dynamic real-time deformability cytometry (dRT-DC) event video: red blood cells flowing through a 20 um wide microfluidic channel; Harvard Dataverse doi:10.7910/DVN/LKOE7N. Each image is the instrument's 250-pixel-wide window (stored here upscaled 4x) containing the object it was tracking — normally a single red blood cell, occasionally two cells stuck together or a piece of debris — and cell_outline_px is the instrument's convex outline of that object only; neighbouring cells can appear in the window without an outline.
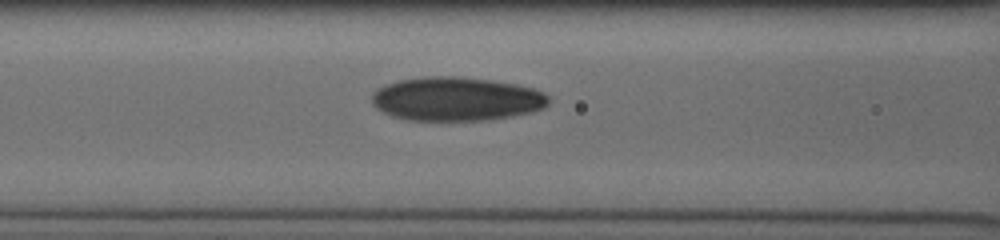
{"species": "human", "species_latin": "Homo sapiens", "temperature_condition": "cold", "stored_images_in_passage": 8, "segment_of_instrument_passage": [1, 2], "camera_frame_rate_fps": 3000, "um_per_image_px": 0.085, "donor": {"sex": "male"}, "frame": {"image": 1, "passage_image": 5, "time_ms": 1.333, "image_size_px": [1000, 240], "cell_outline_px": [[548, 104], [544, 108], [512, 116], [488, 120], [408, 120], [392, 116], [376, 108], [372, 104], [372, 92], [388, 84], [400, 80], [424, 76], [456, 76], [492, 80], [516, 84], [532, 88], [544, 92], [548, 96]], "centroid_in_image_um": [38.79, 8.41], "position_along_channel_um": 127.8, "area_um2": 45.08}}
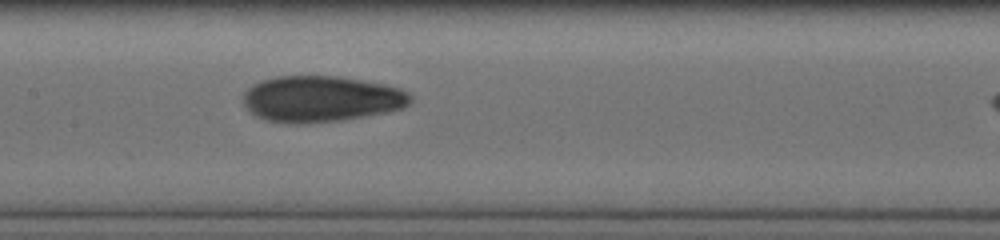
{"frame": {"image": 2, "passage_image": 7, "time_ms": 2.0, "image_size_px": [1000, 240], "cell_outline_px": [[412, 100], [408, 104], [400, 108], [384, 112], [340, 120], [296, 124], [264, 120], [256, 116], [244, 104], [244, 92], [252, 84], [276, 76], [336, 76], [384, 84], [400, 88], [408, 92], [412, 96]], "centroid_in_image_um": [27.27, 8.4], "position_along_channel_um": 180.1, "area_um2": 44.51}}